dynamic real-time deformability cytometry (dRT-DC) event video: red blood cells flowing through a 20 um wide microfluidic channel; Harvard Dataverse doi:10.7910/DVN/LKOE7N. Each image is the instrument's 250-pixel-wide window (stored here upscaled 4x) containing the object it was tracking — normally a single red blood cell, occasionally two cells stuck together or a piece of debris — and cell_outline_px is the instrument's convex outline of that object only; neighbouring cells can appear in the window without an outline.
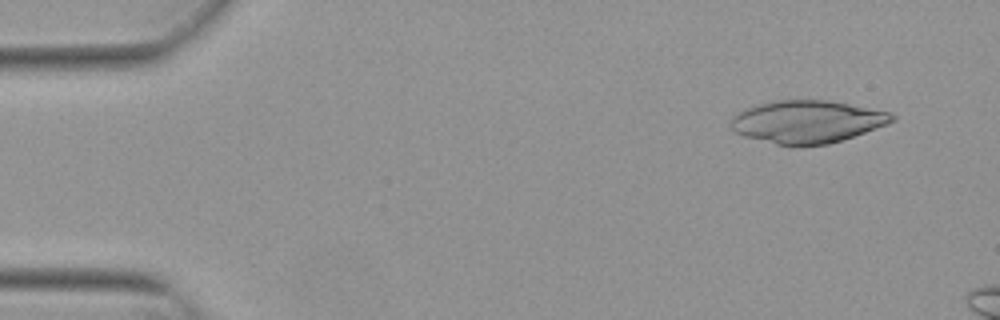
{"species": "Egyptian fruit bat (a non-hibernating species)", "species_latin": "Rousettus aegyptiacus", "temperature_condition": "warm", "stored_images_in_passage": 10, "camera_frame_rate_fps": 3000, "um_per_image_px": 0.085, "animal": {"sex": "female"}, "frame": {"image": 1, "passage_image": 4, "time_ms": 1.0, "image_size_px": [1000, 320], "cell_outline_px": [[896, 120], [888, 124], [828, 144], [776, 144], [744, 136], [736, 132], [732, 128], [732, 116], [748, 108], [772, 100], [824, 100], [848, 104], [892, 112], [896, 116]], "centroid_in_image_um": [68.64, 10.33], "position_along_channel_um": 16.4, "area_um2": 39.25}}